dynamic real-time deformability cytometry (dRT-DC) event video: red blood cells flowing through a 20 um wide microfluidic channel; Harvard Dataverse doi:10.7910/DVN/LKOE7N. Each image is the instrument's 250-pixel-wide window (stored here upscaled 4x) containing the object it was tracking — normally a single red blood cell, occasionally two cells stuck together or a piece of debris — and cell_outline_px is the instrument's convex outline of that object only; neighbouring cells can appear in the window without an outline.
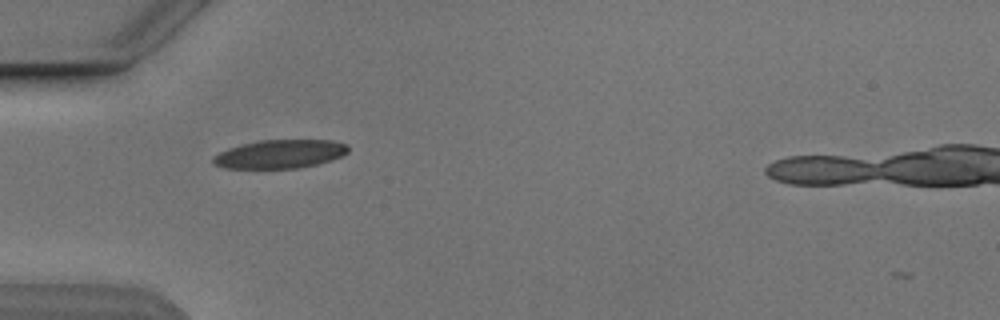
{"species": "Egyptian fruit bat (a non-hibernating species)", "species_latin": "Rousettus aegyptiacus", "temperature_condition": "cold", "stored_images_in_passage": 2, "camera_frame_rate_fps": 3000, "um_per_image_px": 0.085, "animal": {"sex": "male"}, "frame": {"image": 1, "passage_image": 1, "time_ms": 0.0, "image_size_px": [1000, 320], "cell_outline_px": [[348, 152], [340, 156], [316, 164], [296, 168], [224, 168], [212, 164], [212, 156], [228, 148], [260, 140], [332, 140], [348, 144]], "centroid_in_image_um": [23.76, 13.09], "position_along_channel_um": 61.2, "area_um2": 22.31}}
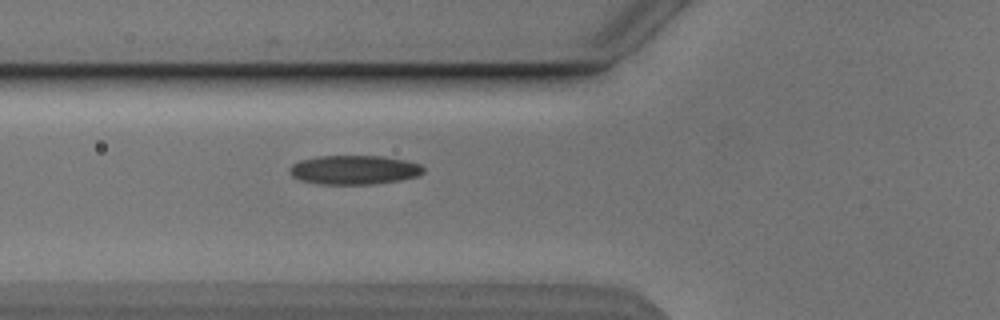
{"frame": {"image": 2, "passage_image": 2, "time_ms": 1.0, "image_size_px": [1000, 320], "cell_outline_px": [[424, 172], [416, 176], [400, 180], [376, 184], [320, 184], [300, 180], [292, 176], [288, 172], [288, 168], [292, 164], [300, 160], [320, 156], [384, 156], [404, 160], [420, 164], [424, 168]], "centroid_in_image_um": [30.08, 14.44], "position_along_channel_um": 95.7, "area_um2": 22.77}}